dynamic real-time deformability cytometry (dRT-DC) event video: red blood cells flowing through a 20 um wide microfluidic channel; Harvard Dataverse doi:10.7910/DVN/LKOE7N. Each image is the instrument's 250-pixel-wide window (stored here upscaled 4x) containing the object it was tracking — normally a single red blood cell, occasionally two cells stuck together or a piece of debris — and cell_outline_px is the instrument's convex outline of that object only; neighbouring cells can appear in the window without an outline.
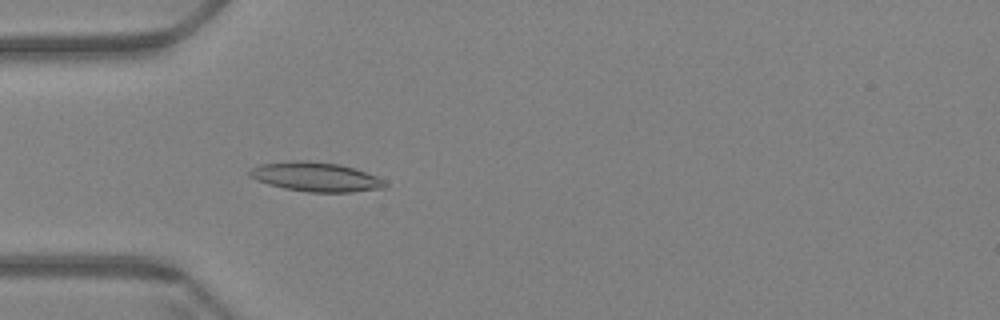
{"species": "Egyptian fruit bat (a non-hibernating species)", "species_latin": "Rousettus aegyptiacus", "temperature_condition": "warm", "stored_images_in_passage": 60, "camera_frame_rate_fps": 3000, "um_per_image_px": 0.085, "animal": {"sex": "female"}, "frame": {"image": 1, "passage_image": 18, "time_ms": 5.667, "image_size_px": [1000, 320], "cell_outline_px": [[388, 184], [384, 188], [352, 192], [308, 192], [284, 188], [268, 184], [256, 180], [248, 176], [248, 172], [252, 168], [260, 164], [296, 160], [308, 160], [340, 164], [356, 168], [376, 176], [384, 180]], "centroid_in_image_um": [26.85, 15.03], "position_along_channel_um": 58.2, "area_um2": 23.29}}
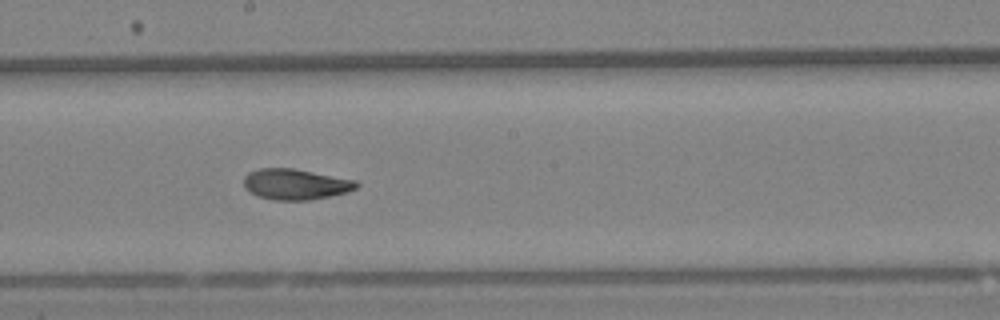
{"frame": {"image": 2, "passage_image": 33, "time_ms": 10.667, "image_size_px": [1000, 320], "cell_outline_px": [[360, 184], [356, 188], [348, 192], [308, 200], [276, 200], [256, 196], [244, 188], [244, 176], [248, 172], [260, 168], [292, 168], [356, 180]], "centroid_in_image_um": [25.1, 15.66], "position_along_channel_um": 223.1, "area_um2": 20.17}}
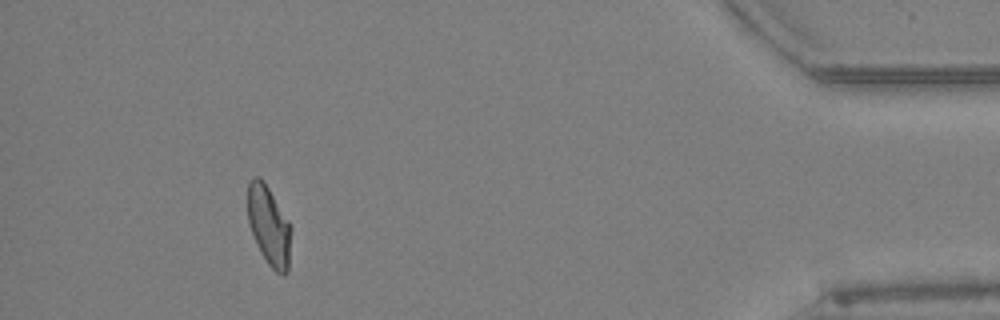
{"frame": {"image": 3, "passage_image": 55, "time_ms": 18.0, "image_size_px": [1000, 320], "cell_outline_px": [[292, 228], [288, 272], [284, 276], [276, 272], [268, 264], [260, 252], [252, 232], [248, 220], [248, 184], [252, 176], [260, 176], [264, 180], [288, 220]], "centroid_in_image_um": [22.87, 19.18], "position_along_channel_um": 412.3, "area_um2": 20.23}, "authors_computed_cell_mechanics": {"area_um2": 20.6635, "velocity_mm_per_s": 3.4044, "shape_relaxation_time_tau1_ms": null, "shape_relaxation_time_tau2_ms": 2.8761, "deformation_change_tau1": null, "deformation_change_tau2": 0.0803}}